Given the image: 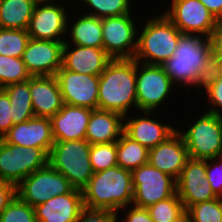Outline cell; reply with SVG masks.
<instances>
[{
  "label": "cell",
  "mask_w": 222,
  "mask_h": 222,
  "mask_svg": "<svg viewBox=\"0 0 222 222\" xmlns=\"http://www.w3.org/2000/svg\"><path fill=\"white\" fill-rule=\"evenodd\" d=\"M12 105L13 124L23 123L35 117L29 90V79L2 88Z\"/></svg>",
  "instance_id": "obj_27"
},
{
  "label": "cell",
  "mask_w": 222,
  "mask_h": 222,
  "mask_svg": "<svg viewBox=\"0 0 222 222\" xmlns=\"http://www.w3.org/2000/svg\"><path fill=\"white\" fill-rule=\"evenodd\" d=\"M29 39L27 30L0 28V55L22 58Z\"/></svg>",
  "instance_id": "obj_29"
},
{
  "label": "cell",
  "mask_w": 222,
  "mask_h": 222,
  "mask_svg": "<svg viewBox=\"0 0 222 222\" xmlns=\"http://www.w3.org/2000/svg\"><path fill=\"white\" fill-rule=\"evenodd\" d=\"M43 3L47 2L38 0L27 32L31 39L61 41L62 39L59 36L66 33L68 29L67 12L64 6L58 4L49 3L39 7Z\"/></svg>",
  "instance_id": "obj_16"
},
{
  "label": "cell",
  "mask_w": 222,
  "mask_h": 222,
  "mask_svg": "<svg viewBox=\"0 0 222 222\" xmlns=\"http://www.w3.org/2000/svg\"><path fill=\"white\" fill-rule=\"evenodd\" d=\"M13 125L12 105L7 93L0 88V139H3Z\"/></svg>",
  "instance_id": "obj_37"
},
{
  "label": "cell",
  "mask_w": 222,
  "mask_h": 222,
  "mask_svg": "<svg viewBox=\"0 0 222 222\" xmlns=\"http://www.w3.org/2000/svg\"><path fill=\"white\" fill-rule=\"evenodd\" d=\"M210 39L213 56H222V19L217 20Z\"/></svg>",
  "instance_id": "obj_41"
},
{
  "label": "cell",
  "mask_w": 222,
  "mask_h": 222,
  "mask_svg": "<svg viewBox=\"0 0 222 222\" xmlns=\"http://www.w3.org/2000/svg\"><path fill=\"white\" fill-rule=\"evenodd\" d=\"M133 201L141 208H148L158 201L166 200L177 193L176 179L149 163L132 171Z\"/></svg>",
  "instance_id": "obj_9"
},
{
  "label": "cell",
  "mask_w": 222,
  "mask_h": 222,
  "mask_svg": "<svg viewBox=\"0 0 222 222\" xmlns=\"http://www.w3.org/2000/svg\"><path fill=\"white\" fill-rule=\"evenodd\" d=\"M83 208L82 191L75 188L34 207L37 222H76Z\"/></svg>",
  "instance_id": "obj_21"
},
{
  "label": "cell",
  "mask_w": 222,
  "mask_h": 222,
  "mask_svg": "<svg viewBox=\"0 0 222 222\" xmlns=\"http://www.w3.org/2000/svg\"><path fill=\"white\" fill-rule=\"evenodd\" d=\"M0 222H37L35 209L16 195L0 215Z\"/></svg>",
  "instance_id": "obj_34"
},
{
  "label": "cell",
  "mask_w": 222,
  "mask_h": 222,
  "mask_svg": "<svg viewBox=\"0 0 222 222\" xmlns=\"http://www.w3.org/2000/svg\"><path fill=\"white\" fill-rule=\"evenodd\" d=\"M136 100V60L112 59L99 75L98 109L118 113L124 118Z\"/></svg>",
  "instance_id": "obj_2"
},
{
  "label": "cell",
  "mask_w": 222,
  "mask_h": 222,
  "mask_svg": "<svg viewBox=\"0 0 222 222\" xmlns=\"http://www.w3.org/2000/svg\"><path fill=\"white\" fill-rule=\"evenodd\" d=\"M188 159L186 144L177 130L166 141L149 150L148 163L177 180Z\"/></svg>",
  "instance_id": "obj_18"
},
{
  "label": "cell",
  "mask_w": 222,
  "mask_h": 222,
  "mask_svg": "<svg viewBox=\"0 0 222 222\" xmlns=\"http://www.w3.org/2000/svg\"><path fill=\"white\" fill-rule=\"evenodd\" d=\"M38 0H0V28L27 30Z\"/></svg>",
  "instance_id": "obj_25"
},
{
  "label": "cell",
  "mask_w": 222,
  "mask_h": 222,
  "mask_svg": "<svg viewBox=\"0 0 222 222\" xmlns=\"http://www.w3.org/2000/svg\"><path fill=\"white\" fill-rule=\"evenodd\" d=\"M139 67V62L136 61L137 108L151 112L165 101L173 83L161 65L143 63V68L138 71Z\"/></svg>",
  "instance_id": "obj_10"
},
{
  "label": "cell",
  "mask_w": 222,
  "mask_h": 222,
  "mask_svg": "<svg viewBox=\"0 0 222 222\" xmlns=\"http://www.w3.org/2000/svg\"><path fill=\"white\" fill-rule=\"evenodd\" d=\"M39 1H42V2H51L52 0H39Z\"/></svg>",
  "instance_id": "obj_47"
},
{
  "label": "cell",
  "mask_w": 222,
  "mask_h": 222,
  "mask_svg": "<svg viewBox=\"0 0 222 222\" xmlns=\"http://www.w3.org/2000/svg\"><path fill=\"white\" fill-rule=\"evenodd\" d=\"M29 90L35 117L51 118L64 105L56 76H31Z\"/></svg>",
  "instance_id": "obj_20"
},
{
  "label": "cell",
  "mask_w": 222,
  "mask_h": 222,
  "mask_svg": "<svg viewBox=\"0 0 222 222\" xmlns=\"http://www.w3.org/2000/svg\"><path fill=\"white\" fill-rule=\"evenodd\" d=\"M116 148L117 165L123 169L133 171L148 163L149 150L124 132L116 142Z\"/></svg>",
  "instance_id": "obj_28"
},
{
  "label": "cell",
  "mask_w": 222,
  "mask_h": 222,
  "mask_svg": "<svg viewBox=\"0 0 222 222\" xmlns=\"http://www.w3.org/2000/svg\"><path fill=\"white\" fill-rule=\"evenodd\" d=\"M92 109L65 104L50 118L54 141L83 140Z\"/></svg>",
  "instance_id": "obj_19"
},
{
  "label": "cell",
  "mask_w": 222,
  "mask_h": 222,
  "mask_svg": "<svg viewBox=\"0 0 222 222\" xmlns=\"http://www.w3.org/2000/svg\"><path fill=\"white\" fill-rule=\"evenodd\" d=\"M217 20L222 19V0H199Z\"/></svg>",
  "instance_id": "obj_43"
},
{
  "label": "cell",
  "mask_w": 222,
  "mask_h": 222,
  "mask_svg": "<svg viewBox=\"0 0 222 222\" xmlns=\"http://www.w3.org/2000/svg\"><path fill=\"white\" fill-rule=\"evenodd\" d=\"M213 74L222 79V56H213Z\"/></svg>",
  "instance_id": "obj_44"
},
{
  "label": "cell",
  "mask_w": 222,
  "mask_h": 222,
  "mask_svg": "<svg viewBox=\"0 0 222 222\" xmlns=\"http://www.w3.org/2000/svg\"><path fill=\"white\" fill-rule=\"evenodd\" d=\"M126 222H154L147 208L133 206L127 213Z\"/></svg>",
  "instance_id": "obj_42"
},
{
  "label": "cell",
  "mask_w": 222,
  "mask_h": 222,
  "mask_svg": "<svg viewBox=\"0 0 222 222\" xmlns=\"http://www.w3.org/2000/svg\"><path fill=\"white\" fill-rule=\"evenodd\" d=\"M16 196V186L10 182L0 180V215Z\"/></svg>",
  "instance_id": "obj_40"
},
{
  "label": "cell",
  "mask_w": 222,
  "mask_h": 222,
  "mask_svg": "<svg viewBox=\"0 0 222 222\" xmlns=\"http://www.w3.org/2000/svg\"><path fill=\"white\" fill-rule=\"evenodd\" d=\"M69 46L65 41L62 48V66L76 73L100 75L112 60L103 48L75 45V50L69 51Z\"/></svg>",
  "instance_id": "obj_22"
},
{
  "label": "cell",
  "mask_w": 222,
  "mask_h": 222,
  "mask_svg": "<svg viewBox=\"0 0 222 222\" xmlns=\"http://www.w3.org/2000/svg\"><path fill=\"white\" fill-rule=\"evenodd\" d=\"M73 189L70 181L48 163L23 179L16 186V195L35 207L51 197L70 193Z\"/></svg>",
  "instance_id": "obj_8"
},
{
  "label": "cell",
  "mask_w": 222,
  "mask_h": 222,
  "mask_svg": "<svg viewBox=\"0 0 222 222\" xmlns=\"http://www.w3.org/2000/svg\"><path fill=\"white\" fill-rule=\"evenodd\" d=\"M203 87H205L209 101L212 107H215L207 112L222 116L220 111L216 108H222V79H218L213 73L207 78Z\"/></svg>",
  "instance_id": "obj_36"
},
{
  "label": "cell",
  "mask_w": 222,
  "mask_h": 222,
  "mask_svg": "<svg viewBox=\"0 0 222 222\" xmlns=\"http://www.w3.org/2000/svg\"><path fill=\"white\" fill-rule=\"evenodd\" d=\"M55 76L65 104L98 109L99 75L76 73L62 66Z\"/></svg>",
  "instance_id": "obj_13"
},
{
  "label": "cell",
  "mask_w": 222,
  "mask_h": 222,
  "mask_svg": "<svg viewBox=\"0 0 222 222\" xmlns=\"http://www.w3.org/2000/svg\"><path fill=\"white\" fill-rule=\"evenodd\" d=\"M117 219V215L113 218L112 222H117L118 220Z\"/></svg>",
  "instance_id": "obj_46"
},
{
  "label": "cell",
  "mask_w": 222,
  "mask_h": 222,
  "mask_svg": "<svg viewBox=\"0 0 222 222\" xmlns=\"http://www.w3.org/2000/svg\"><path fill=\"white\" fill-rule=\"evenodd\" d=\"M6 143L26 148H41L48 155L54 144L50 118L34 117L14 124L2 139Z\"/></svg>",
  "instance_id": "obj_17"
},
{
  "label": "cell",
  "mask_w": 222,
  "mask_h": 222,
  "mask_svg": "<svg viewBox=\"0 0 222 222\" xmlns=\"http://www.w3.org/2000/svg\"><path fill=\"white\" fill-rule=\"evenodd\" d=\"M217 160L219 163L216 161V165H211L208 162L209 159L206 160V178L214 194L217 197H222V158L218 157Z\"/></svg>",
  "instance_id": "obj_38"
},
{
  "label": "cell",
  "mask_w": 222,
  "mask_h": 222,
  "mask_svg": "<svg viewBox=\"0 0 222 222\" xmlns=\"http://www.w3.org/2000/svg\"><path fill=\"white\" fill-rule=\"evenodd\" d=\"M74 45L103 48L102 18L81 16L70 30Z\"/></svg>",
  "instance_id": "obj_26"
},
{
  "label": "cell",
  "mask_w": 222,
  "mask_h": 222,
  "mask_svg": "<svg viewBox=\"0 0 222 222\" xmlns=\"http://www.w3.org/2000/svg\"><path fill=\"white\" fill-rule=\"evenodd\" d=\"M189 158L216 161L222 154V118L206 112L185 133L180 132ZM182 133V134H181Z\"/></svg>",
  "instance_id": "obj_6"
},
{
  "label": "cell",
  "mask_w": 222,
  "mask_h": 222,
  "mask_svg": "<svg viewBox=\"0 0 222 222\" xmlns=\"http://www.w3.org/2000/svg\"><path fill=\"white\" fill-rule=\"evenodd\" d=\"M132 171L118 165L95 172L82 189L83 205L88 209L117 213L133 201Z\"/></svg>",
  "instance_id": "obj_3"
},
{
  "label": "cell",
  "mask_w": 222,
  "mask_h": 222,
  "mask_svg": "<svg viewBox=\"0 0 222 222\" xmlns=\"http://www.w3.org/2000/svg\"><path fill=\"white\" fill-rule=\"evenodd\" d=\"M210 37L182 33L173 55L161 66L172 83L203 86L213 73Z\"/></svg>",
  "instance_id": "obj_1"
},
{
  "label": "cell",
  "mask_w": 222,
  "mask_h": 222,
  "mask_svg": "<svg viewBox=\"0 0 222 222\" xmlns=\"http://www.w3.org/2000/svg\"><path fill=\"white\" fill-rule=\"evenodd\" d=\"M176 189L185 210L217 198L206 178V160L189 158L176 180Z\"/></svg>",
  "instance_id": "obj_14"
},
{
  "label": "cell",
  "mask_w": 222,
  "mask_h": 222,
  "mask_svg": "<svg viewBox=\"0 0 222 222\" xmlns=\"http://www.w3.org/2000/svg\"><path fill=\"white\" fill-rule=\"evenodd\" d=\"M90 162L94 173L117 166L116 142L92 144Z\"/></svg>",
  "instance_id": "obj_33"
},
{
  "label": "cell",
  "mask_w": 222,
  "mask_h": 222,
  "mask_svg": "<svg viewBox=\"0 0 222 222\" xmlns=\"http://www.w3.org/2000/svg\"><path fill=\"white\" fill-rule=\"evenodd\" d=\"M180 30L163 14L151 18L142 29L137 39V50L134 59L144 64L162 65L176 49L181 36Z\"/></svg>",
  "instance_id": "obj_4"
},
{
  "label": "cell",
  "mask_w": 222,
  "mask_h": 222,
  "mask_svg": "<svg viewBox=\"0 0 222 222\" xmlns=\"http://www.w3.org/2000/svg\"><path fill=\"white\" fill-rule=\"evenodd\" d=\"M65 40L29 39L22 60L31 76H55L62 67Z\"/></svg>",
  "instance_id": "obj_15"
},
{
  "label": "cell",
  "mask_w": 222,
  "mask_h": 222,
  "mask_svg": "<svg viewBox=\"0 0 222 222\" xmlns=\"http://www.w3.org/2000/svg\"><path fill=\"white\" fill-rule=\"evenodd\" d=\"M186 213L190 222H222V197L193 204Z\"/></svg>",
  "instance_id": "obj_32"
},
{
  "label": "cell",
  "mask_w": 222,
  "mask_h": 222,
  "mask_svg": "<svg viewBox=\"0 0 222 222\" xmlns=\"http://www.w3.org/2000/svg\"><path fill=\"white\" fill-rule=\"evenodd\" d=\"M147 118L130 119L124 124L123 132L131 139L139 142L148 150L166 141L177 130L169 125L161 124L148 118L150 112H144Z\"/></svg>",
  "instance_id": "obj_24"
},
{
  "label": "cell",
  "mask_w": 222,
  "mask_h": 222,
  "mask_svg": "<svg viewBox=\"0 0 222 222\" xmlns=\"http://www.w3.org/2000/svg\"><path fill=\"white\" fill-rule=\"evenodd\" d=\"M147 210L154 222H172L186 211L177 193L166 200L158 201L149 206Z\"/></svg>",
  "instance_id": "obj_31"
},
{
  "label": "cell",
  "mask_w": 222,
  "mask_h": 222,
  "mask_svg": "<svg viewBox=\"0 0 222 222\" xmlns=\"http://www.w3.org/2000/svg\"><path fill=\"white\" fill-rule=\"evenodd\" d=\"M123 119L122 115L115 112L92 110L85 139L91 145L117 142L124 130Z\"/></svg>",
  "instance_id": "obj_23"
},
{
  "label": "cell",
  "mask_w": 222,
  "mask_h": 222,
  "mask_svg": "<svg viewBox=\"0 0 222 222\" xmlns=\"http://www.w3.org/2000/svg\"><path fill=\"white\" fill-rule=\"evenodd\" d=\"M117 213L109 210L83 208L76 222H112Z\"/></svg>",
  "instance_id": "obj_39"
},
{
  "label": "cell",
  "mask_w": 222,
  "mask_h": 222,
  "mask_svg": "<svg viewBox=\"0 0 222 222\" xmlns=\"http://www.w3.org/2000/svg\"><path fill=\"white\" fill-rule=\"evenodd\" d=\"M49 155L41 148H26L0 139V180L17 186L23 179L48 164Z\"/></svg>",
  "instance_id": "obj_7"
},
{
  "label": "cell",
  "mask_w": 222,
  "mask_h": 222,
  "mask_svg": "<svg viewBox=\"0 0 222 222\" xmlns=\"http://www.w3.org/2000/svg\"><path fill=\"white\" fill-rule=\"evenodd\" d=\"M83 2L94 8L93 12H95L88 15L97 18L121 16L130 13L129 0H83Z\"/></svg>",
  "instance_id": "obj_35"
},
{
  "label": "cell",
  "mask_w": 222,
  "mask_h": 222,
  "mask_svg": "<svg viewBox=\"0 0 222 222\" xmlns=\"http://www.w3.org/2000/svg\"><path fill=\"white\" fill-rule=\"evenodd\" d=\"M130 13L102 18L103 49L112 59H132L137 50V30Z\"/></svg>",
  "instance_id": "obj_11"
},
{
  "label": "cell",
  "mask_w": 222,
  "mask_h": 222,
  "mask_svg": "<svg viewBox=\"0 0 222 222\" xmlns=\"http://www.w3.org/2000/svg\"><path fill=\"white\" fill-rule=\"evenodd\" d=\"M90 150L91 144L86 139L54 141L48 163L63 174L75 189L82 191L94 174Z\"/></svg>",
  "instance_id": "obj_5"
},
{
  "label": "cell",
  "mask_w": 222,
  "mask_h": 222,
  "mask_svg": "<svg viewBox=\"0 0 222 222\" xmlns=\"http://www.w3.org/2000/svg\"><path fill=\"white\" fill-rule=\"evenodd\" d=\"M172 222H190V220H189V217L185 211L178 219H176Z\"/></svg>",
  "instance_id": "obj_45"
},
{
  "label": "cell",
  "mask_w": 222,
  "mask_h": 222,
  "mask_svg": "<svg viewBox=\"0 0 222 222\" xmlns=\"http://www.w3.org/2000/svg\"><path fill=\"white\" fill-rule=\"evenodd\" d=\"M164 15L184 34L210 37L217 19L199 0H172Z\"/></svg>",
  "instance_id": "obj_12"
},
{
  "label": "cell",
  "mask_w": 222,
  "mask_h": 222,
  "mask_svg": "<svg viewBox=\"0 0 222 222\" xmlns=\"http://www.w3.org/2000/svg\"><path fill=\"white\" fill-rule=\"evenodd\" d=\"M30 77L22 58L0 55V88L27 81Z\"/></svg>",
  "instance_id": "obj_30"
}]
</instances>
